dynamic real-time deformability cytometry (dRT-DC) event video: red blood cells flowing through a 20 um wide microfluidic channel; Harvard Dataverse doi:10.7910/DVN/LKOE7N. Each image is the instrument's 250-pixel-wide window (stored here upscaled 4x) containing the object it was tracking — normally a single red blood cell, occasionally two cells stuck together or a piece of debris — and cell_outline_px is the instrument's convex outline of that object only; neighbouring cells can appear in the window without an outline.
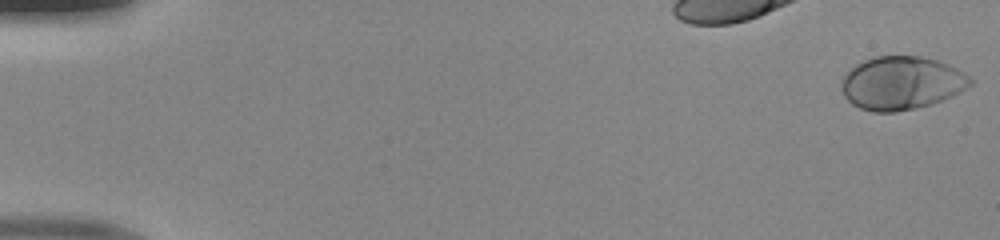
{"species": "human", "species_latin": "Homo sapiens", "temperature_condition": "room temperature", "stored_images_in_passage": 50, "camera_frame_rate_fps": 3000, "um_per_image_px": 0.085, "donor": {"sex": "male"}, "frame": {"image": 1, "passage_image": 1, "time_ms": 0.0, "image_size_px": [1000, 240], "cell_outline_px": [[972, 84], [960, 92], [952, 96], [928, 104], [896, 112], [872, 112], [860, 108], [852, 104], [844, 96], [840, 88], [840, 84], [844, 76], [856, 64], [864, 60], [876, 56], [920, 56], [936, 60], [948, 64], [964, 72], [972, 80]], "centroid_in_image_um": [76.6, 7.05], "position_along_channel_um": 8.4, "area_um2": 39.77}}
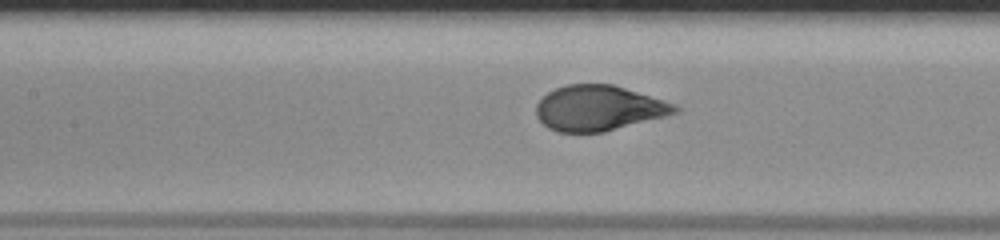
{"frame": {"image": 2, "passage_image": 24, "time_ms": 7.667, "image_size_px": [1000, 240], "cell_outline_px": [[680, 112], [604, 132], [560, 132], [548, 128], [536, 116], [536, 104], [548, 92], [556, 88], [568, 84], [612, 84], [676, 104], [680, 108]], "centroid_in_image_um": [50.89, 9.19], "position_along_channel_um": 156.5, "area_um2": 36.41}}
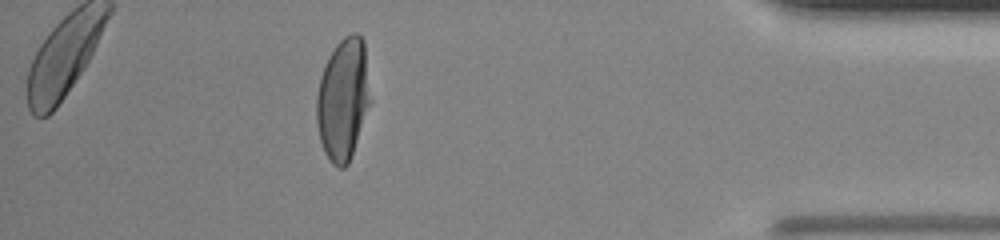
{"frame": {"image": 3, "passage_image": 45, "time_ms": 14.667, "image_size_px": [1000, 240], "cell_outline_px": [[372, 100], [352, 156], [348, 164], [344, 168], [340, 168], [332, 164], [324, 152], [320, 140], [316, 124], [316, 96], [320, 76], [324, 64], [328, 56], [336, 44], [344, 36], [352, 32], [356, 32], [364, 40]], "centroid_in_image_um": [29.17, 8.42], "position_along_channel_um": 406.0, "area_um2": 39.07}}